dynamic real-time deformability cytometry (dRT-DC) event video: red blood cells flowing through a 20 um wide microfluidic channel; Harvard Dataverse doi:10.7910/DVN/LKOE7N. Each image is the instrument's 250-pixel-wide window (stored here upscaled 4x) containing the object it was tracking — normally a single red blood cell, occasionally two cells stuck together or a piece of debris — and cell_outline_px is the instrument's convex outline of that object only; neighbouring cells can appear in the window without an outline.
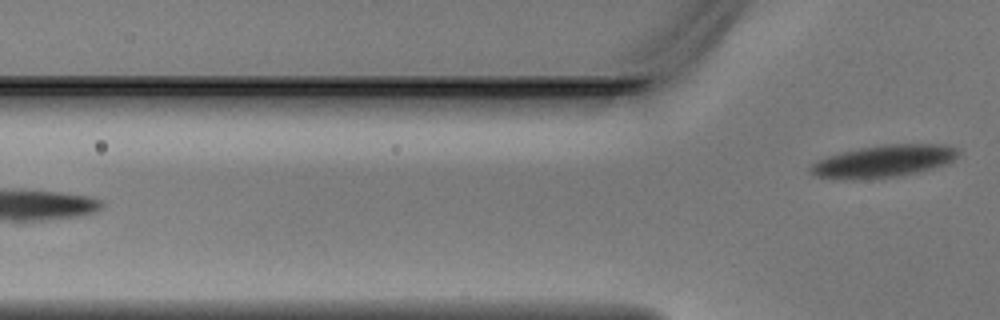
{"species": "Egyptian fruit bat (a non-hibernating species)", "species_latin": "Rousettus aegyptiacus", "temperature_condition": "warm", "stored_images_in_passage": 5, "camera_frame_rate_fps": 3000, "um_per_image_px": 0.085, "animal": {"sex": "male"}, "frame": {"image": 1, "passage_image": 5, "time_ms": 1.333, "image_size_px": [1000, 320], "cell_outline_px": [[960, 152], [952, 160], [944, 164], [932, 168], [916, 172], [896, 176], [852, 180], [844, 180], [816, 176], [808, 172], [808, 168], [816, 160], [840, 152], [860, 148], [884, 144], [944, 144], [956, 148]], "centroid_in_image_um": [75.03, 13.7], "position_along_channel_um": 50.8, "area_um2": 27.69}}